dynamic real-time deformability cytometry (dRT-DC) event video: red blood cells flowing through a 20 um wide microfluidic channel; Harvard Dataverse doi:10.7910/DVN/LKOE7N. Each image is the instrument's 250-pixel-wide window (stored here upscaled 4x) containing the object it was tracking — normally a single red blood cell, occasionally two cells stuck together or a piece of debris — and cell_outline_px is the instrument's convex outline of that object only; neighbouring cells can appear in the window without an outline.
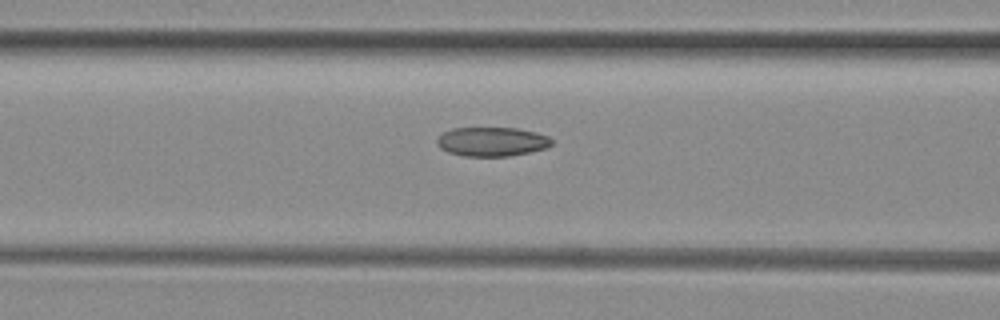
{"species": "common noctule bat (a hibernating species)", "species_latin": "Nyctalus noctula", "temperature_condition": "room temperature", "stored_images_in_passage": 18, "camera_frame_rate_fps": 3000, "um_per_image_px": 0.085, "animal": {"sex": "female", "body_mass_g": 29.2, "forearm_length_mm": 56.3}, "frame": {"image": 1, "passage_image": 13, "time_ms": 4.0, "image_size_px": [1000, 320], "cell_outline_px": [[552, 144], [544, 148], [528, 152], [508, 156], [464, 156], [448, 152], [440, 148], [436, 144], [436, 140], [444, 132], [452, 128], [516, 128], [536, 132], [548, 136], [552, 140]], "centroid_in_image_um": [41.78, 12.04], "position_along_channel_um": 124.8, "area_um2": 19.36}}
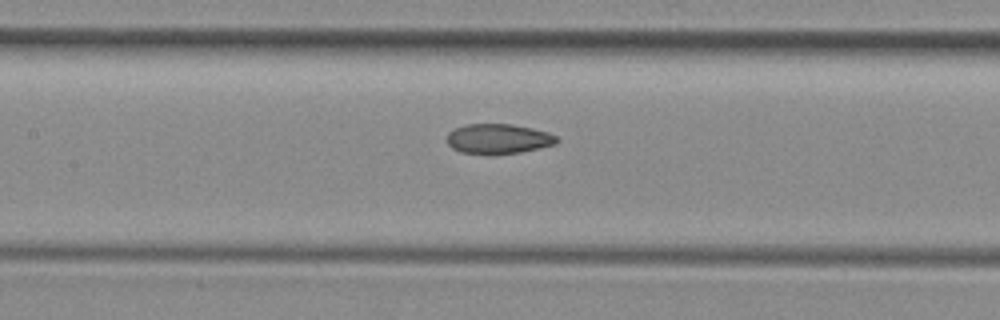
{"frame": {"image": 2, "passage_image": 16, "time_ms": 5.0, "image_size_px": [1000, 320], "cell_outline_px": [[560, 140], [556, 144], [520, 152], [460, 152], [452, 148], [448, 144], [448, 132], [464, 124], [512, 124], [532, 128], [548, 132], [556, 136]], "centroid_in_image_um": [42.38, 11.76], "position_along_channel_um": 165.0, "area_um2": 18.61}}